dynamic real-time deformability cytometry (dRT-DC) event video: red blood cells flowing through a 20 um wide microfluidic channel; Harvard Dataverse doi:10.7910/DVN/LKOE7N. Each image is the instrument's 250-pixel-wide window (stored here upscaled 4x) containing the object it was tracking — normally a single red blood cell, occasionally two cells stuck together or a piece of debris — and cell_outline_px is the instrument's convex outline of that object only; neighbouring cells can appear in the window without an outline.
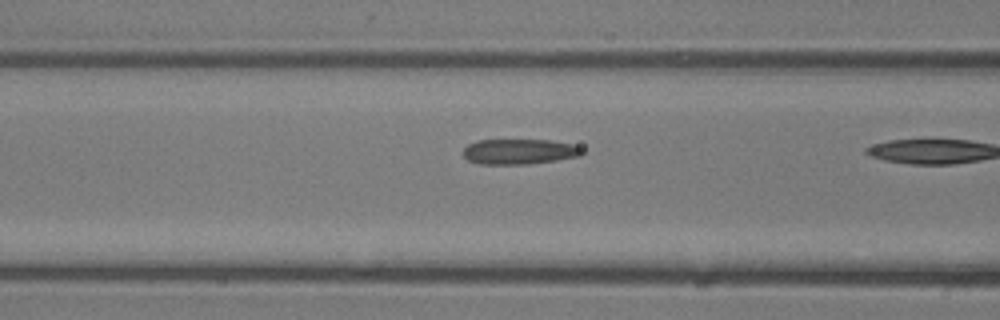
{"species": "common noctule bat (a hibernating species)", "species_latin": "Nyctalus noctula", "temperature_condition": "room temperature", "stored_images_in_passage": 11, "camera_frame_rate_fps": 3000, "um_per_image_px": 0.085, "animal": {"sex": "male", "body_mass_g": 13.3}, "frame": {"image": 1, "passage_image": 10, "time_ms": 3.0, "image_size_px": [1000, 320], "cell_outline_px": [[584, 152], [580, 156], [556, 160], [528, 164], [480, 164], [468, 160], [464, 156], [464, 148], [468, 144], [476, 140], [548, 140], [572, 144], [584, 148]], "centroid_in_image_um": [44.15, 12.88], "position_along_channel_um": 122.4, "area_um2": 17.57}}